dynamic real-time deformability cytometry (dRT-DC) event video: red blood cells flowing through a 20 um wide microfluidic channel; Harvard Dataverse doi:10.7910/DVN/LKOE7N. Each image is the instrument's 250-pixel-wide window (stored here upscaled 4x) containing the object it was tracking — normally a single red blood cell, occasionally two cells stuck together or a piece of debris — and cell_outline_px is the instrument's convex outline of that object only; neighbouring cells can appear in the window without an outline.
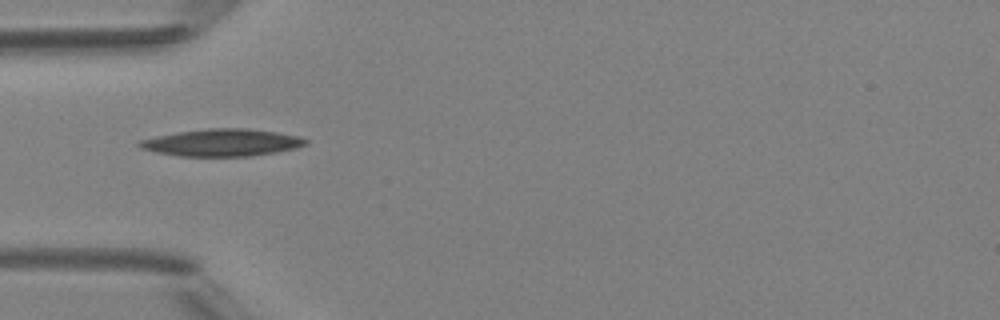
{"species": "Egyptian fruit bat (a non-hibernating species)", "species_latin": "Rousettus aegyptiacus", "temperature_condition": "room temperature", "stored_images_in_passage": 35, "camera_frame_rate_fps": 3000, "um_per_image_px": 0.085, "animal": {"sex": "female"}, "frame": {"image": 1, "passage_image": 1, "time_ms": 0.0, "image_size_px": [1000, 320], "cell_outline_px": [[308, 144], [296, 148], [276, 152], [248, 156], [180, 156], [156, 152], [140, 148], [136, 144], [140, 140], [156, 136], [180, 132], [208, 128], [248, 128], [276, 132], [300, 136], [308, 140]], "centroid_in_image_um": [18.89, 12.12], "position_along_channel_um": 66.1, "area_um2": 26.3}}
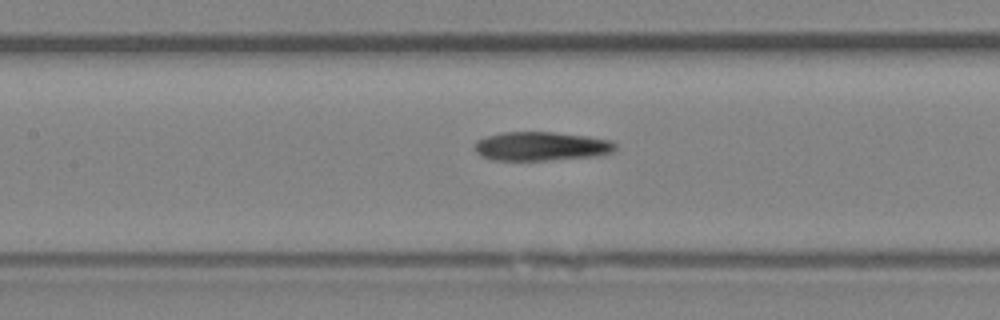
{"frame": {"image": 2, "passage_image": 8, "time_ms": 2.333, "image_size_px": [1000, 320], "cell_outline_px": [[616, 148], [612, 152], [596, 156], [548, 160], [492, 160], [480, 156], [476, 152], [476, 144], [480, 140], [488, 136], [504, 132], [552, 132], [584, 136], [612, 140], [616, 144]], "centroid_in_image_um": [46.03, 12.44], "position_along_channel_um": 161.4, "area_um2": 23.47}}
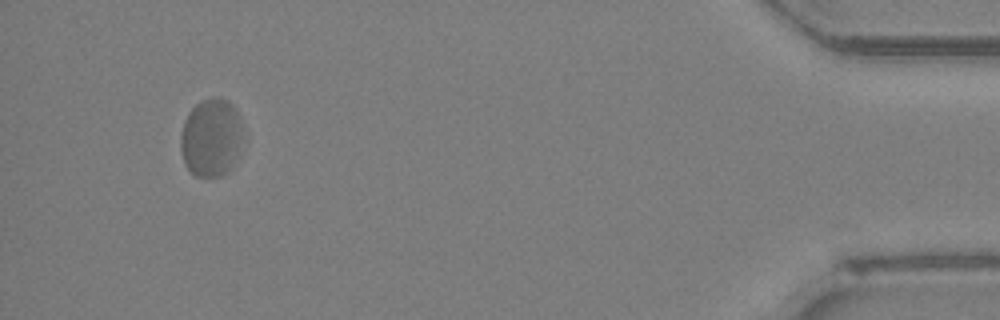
{"frame": {"image": 3, "passage_image": 32, "time_ms": 10.333, "image_size_px": [1000, 320], "cell_outline_px": [[240, 140], [232, 164], [228, 172], [224, 176], [196, 176], [184, 164], [180, 148], [180, 136], [184, 120], [188, 112], [196, 104], [212, 96], [220, 96], [228, 100], [232, 104], [240, 120]], "centroid_in_image_um": [17.89, 11.67], "position_along_channel_um": 417.3, "area_um2": 28.03}, "authors_computed_cell_mechanics": {"area_um2": 24.9118, "velocity_mm_per_s": 4.1131, "shape_relaxation_time_tau1_ms": 7.8486, "shape_relaxation_time_tau2_ms": 2.6543, "deformation_change_tau1": 0.1632, "deformation_change_tau2": 0.0969}}